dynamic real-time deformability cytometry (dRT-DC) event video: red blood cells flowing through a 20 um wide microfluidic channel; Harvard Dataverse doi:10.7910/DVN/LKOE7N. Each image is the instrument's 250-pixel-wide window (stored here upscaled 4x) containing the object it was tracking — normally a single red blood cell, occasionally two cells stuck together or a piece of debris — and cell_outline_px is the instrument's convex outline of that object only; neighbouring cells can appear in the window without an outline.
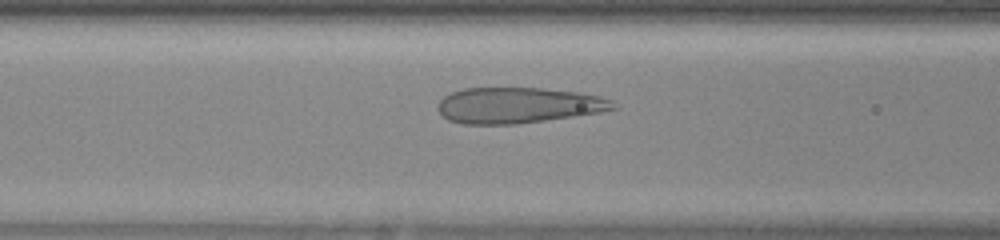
{"species": "human", "species_latin": "Homo sapiens", "temperature_condition": "warm", "stored_images_in_passage": 43, "camera_frame_rate_fps": 3000, "um_per_image_px": 0.085, "donor": {"sex": "female"}, "frame": {"image": 1, "passage_image": 15, "time_ms": 4.667, "image_size_px": [1000, 240], "cell_outline_px": [[620, 108], [600, 112], [516, 124], [464, 124], [448, 120], [436, 108], [436, 104], [444, 96], [452, 92], [464, 88], [544, 88], [580, 92], [600, 96], [612, 100]], "centroid_in_image_um": [44.05, 8.94], "position_along_channel_um": 122.5, "area_um2": 36.7}}
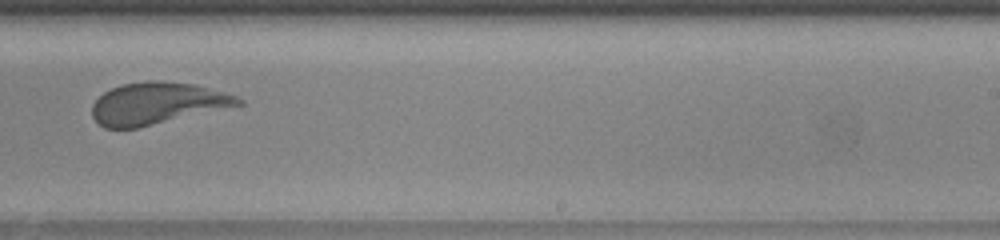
{"frame": {"image": 2, "passage_image": 26, "time_ms": 8.333, "image_size_px": [1000, 240], "cell_outline_px": [[244, 104], [136, 128], [104, 128], [92, 116], [92, 104], [104, 92], [120, 84], [148, 80], [160, 80], [196, 84], [240, 96], [244, 100]], "centroid_in_image_um": [13.38, 8.76], "position_along_channel_um": 275.6, "area_um2": 35.72}}
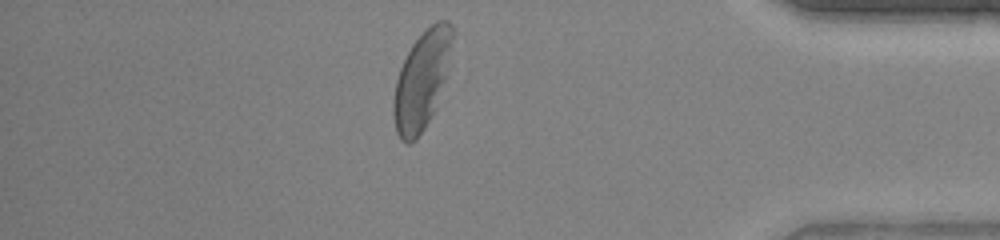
{"frame": {"image": 3, "passage_image": 37, "time_ms": 12.0, "image_size_px": [1000, 240], "cell_outline_px": [[456, 32], [444, 80], [436, 108], [424, 128], [416, 140], [408, 144], [400, 140], [396, 132], [392, 112], [392, 100], [396, 80], [400, 68], [412, 44], [436, 20], [448, 20], [452, 24]], "centroid_in_image_um": [35.85, 6.81], "position_along_channel_um": 399.3, "area_um2": 33.81}}